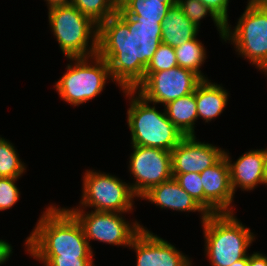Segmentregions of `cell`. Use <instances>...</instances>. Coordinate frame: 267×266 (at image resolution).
<instances>
[{
  "label": "cell",
  "instance_id": "1",
  "mask_svg": "<svg viewBox=\"0 0 267 266\" xmlns=\"http://www.w3.org/2000/svg\"><path fill=\"white\" fill-rule=\"evenodd\" d=\"M162 22L136 21L119 7L98 25L97 54L109 65L112 81L121 90L135 89L162 43Z\"/></svg>",
  "mask_w": 267,
  "mask_h": 266
},
{
  "label": "cell",
  "instance_id": "2",
  "mask_svg": "<svg viewBox=\"0 0 267 266\" xmlns=\"http://www.w3.org/2000/svg\"><path fill=\"white\" fill-rule=\"evenodd\" d=\"M33 258L93 259L83 228L67 209L50 205L25 241Z\"/></svg>",
  "mask_w": 267,
  "mask_h": 266
},
{
  "label": "cell",
  "instance_id": "3",
  "mask_svg": "<svg viewBox=\"0 0 267 266\" xmlns=\"http://www.w3.org/2000/svg\"><path fill=\"white\" fill-rule=\"evenodd\" d=\"M122 91L130 100L127 123L132 136L131 144L171 152L185 136L167 118L165 109L163 113L157 111L155 103L150 106V102L134 89Z\"/></svg>",
  "mask_w": 267,
  "mask_h": 266
},
{
  "label": "cell",
  "instance_id": "4",
  "mask_svg": "<svg viewBox=\"0 0 267 266\" xmlns=\"http://www.w3.org/2000/svg\"><path fill=\"white\" fill-rule=\"evenodd\" d=\"M202 227L206 257L212 266H231L248 256L247 249L255 240L233 212L208 214Z\"/></svg>",
  "mask_w": 267,
  "mask_h": 266
},
{
  "label": "cell",
  "instance_id": "5",
  "mask_svg": "<svg viewBox=\"0 0 267 266\" xmlns=\"http://www.w3.org/2000/svg\"><path fill=\"white\" fill-rule=\"evenodd\" d=\"M48 10L49 25L67 58L90 57L97 54L96 23L72 4L55 6Z\"/></svg>",
  "mask_w": 267,
  "mask_h": 266
},
{
  "label": "cell",
  "instance_id": "6",
  "mask_svg": "<svg viewBox=\"0 0 267 266\" xmlns=\"http://www.w3.org/2000/svg\"><path fill=\"white\" fill-rule=\"evenodd\" d=\"M68 59L75 62L67 65V72L55 83V89L70 105L79 106L97 97L108 78L112 80L108 63L98 54Z\"/></svg>",
  "mask_w": 267,
  "mask_h": 266
},
{
  "label": "cell",
  "instance_id": "7",
  "mask_svg": "<svg viewBox=\"0 0 267 266\" xmlns=\"http://www.w3.org/2000/svg\"><path fill=\"white\" fill-rule=\"evenodd\" d=\"M233 30L228 23L224 41L231 40L236 52L262 71L267 65V7L258 0H248Z\"/></svg>",
  "mask_w": 267,
  "mask_h": 266
},
{
  "label": "cell",
  "instance_id": "8",
  "mask_svg": "<svg viewBox=\"0 0 267 266\" xmlns=\"http://www.w3.org/2000/svg\"><path fill=\"white\" fill-rule=\"evenodd\" d=\"M83 179V194L79 208L95 207V211L117 213H129L133 209V200L137 196L129 183L114 175L94 170H87Z\"/></svg>",
  "mask_w": 267,
  "mask_h": 266
},
{
  "label": "cell",
  "instance_id": "9",
  "mask_svg": "<svg viewBox=\"0 0 267 266\" xmlns=\"http://www.w3.org/2000/svg\"><path fill=\"white\" fill-rule=\"evenodd\" d=\"M68 210L81 224L85 238L89 246L90 240H98L103 243L130 246L132 239L143 228L139 222L132 224L125 221L123 213L91 211L85 213L82 208H71Z\"/></svg>",
  "mask_w": 267,
  "mask_h": 266
},
{
  "label": "cell",
  "instance_id": "10",
  "mask_svg": "<svg viewBox=\"0 0 267 266\" xmlns=\"http://www.w3.org/2000/svg\"><path fill=\"white\" fill-rule=\"evenodd\" d=\"M201 81L191 70L175 66L165 71L145 73L134 90L150 103L166 105L193 93Z\"/></svg>",
  "mask_w": 267,
  "mask_h": 266
},
{
  "label": "cell",
  "instance_id": "11",
  "mask_svg": "<svg viewBox=\"0 0 267 266\" xmlns=\"http://www.w3.org/2000/svg\"><path fill=\"white\" fill-rule=\"evenodd\" d=\"M129 171L134 183L130 184L133 193L142 197L153 186L173 178L171 152L152 147L132 145Z\"/></svg>",
  "mask_w": 267,
  "mask_h": 266
},
{
  "label": "cell",
  "instance_id": "12",
  "mask_svg": "<svg viewBox=\"0 0 267 266\" xmlns=\"http://www.w3.org/2000/svg\"><path fill=\"white\" fill-rule=\"evenodd\" d=\"M130 247L136 252V266H192V261L174 245L145 227L132 239Z\"/></svg>",
  "mask_w": 267,
  "mask_h": 266
},
{
  "label": "cell",
  "instance_id": "13",
  "mask_svg": "<svg viewBox=\"0 0 267 266\" xmlns=\"http://www.w3.org/2000/svg\"><path fill=\"white\" fill-rule=\"evenodd\" d=\"M196 139L185 136L171 151L172 174L201 173L223 156L221 148Z\"/></svg>",
  "mask_w": 267,
  "mask_h": 266
},
{
  "label": "cell",
  "instance_id": "14",
  "mask_svg": "<svg viewBox=\"0 0 267 266\" xmlns=\"http://www.w3.org/2000/svg\"><path fill=\"white\" fill-rule=\"evenodd\" d=\"M204 189V209L208 214L233 212L234 193L229 166L223 155L213 166L200 173Z\"/></svg>",
  "mask_w": 267,
  "mask_h": 266
},
{
  "label": "cell",
  "instance_id": "15",
  "mask_svg": "<svg viewBox=\"0 0 267 266\" xmlns=\"http://www.w3.org/2000/svg\"><path fill=\"white\" fill-rule=\"evenodd\" d=\"M229 166L230 184L235 194L237 187L243 191L253 190L258 184L267 185L262 149L250 150L232 163L229 153L223 154Z\"/></svg>",
  "mask_w": 267,
  "mask_h": 266
},
{
  "label": "cell",
  "instance_id": "16",
  "mask_svg": "<svg viewBox=\"0 0 267 266\" xmlns=\"http://www.w3.org/2000/svg\"><path fill=\"white\" fill-rule=\"evenodd\" d=\"M140 199H146L162 209L169 208L178 212L198 211L202 215L201 222L208 216L206 210L179 185L175 178L153 186Z\"/></svg>",
  "mask_w": 267,
  "mask_h": 266
},
{
  "label": "cell",
  "instance_id": "17",
  "mask_svg": "<svg viewBox=\"0 0 267 266\" xmlns=\"http://www.w3.org/2000/svg\"><path fill=\"white\" fill-rule=\"evenodd\" d=\"M198 31V28L186 18L176 4L168 10L163 19L161 41L175 48L196 38Z\"/></svg>",
  "mask_w": 267,
  "mask_h": 266
},
{
  "label": "cell",
  "instance_id": "18",
  "mask_svg": "<svg viewBox=\"0 0 267 266\" xmlns=\"http://www.w3.org/2000/svg\"><path fill=\"white\" fill-rule=\"evenodd\" d=\"M228 92L216 83L202 80L195 88L197 115L205 122L221 115L228 101Z\"/></svg>",
  "mask_w": 267,
  "mask_h": 266
},
{
  "label": "cell",
  "instance_id": "19",
  "mask_svg": "<svg viewBox=\"0 0 267 266\" xmlns=\"http://www.w3.org/2000/svg\"><path fill=\"white\" fill-rule=\"evenodd\" d=\"M167 118L184 136H195L194 125L198 120L195 91L164 105Z\"/></svg>",
  "mask_w": 267,
  "mask_h": 266
},
{
  "label": "cell",
  "instance_id": "20",
  "mask_svg": "<svg viewBox=\"0 0 267 266\" xmlns=\"http://www.w3.org/2000/svg\"><path fill=\"white\" fill-rule=\"evenodd\" d=\"M177 0H122L118 7L136 21L163 22Z\"/></svg>",
  "mask_w": 267,
  "mask_h": 266
},
{
  "label": "cell",
  "instance_id": "21",
  "mask_svg": "<svg viewBox=\"0 0 267 266\" xmlns=\"http://www.w3.org/2000/svg\"><path fill=\"white\" fill-rule=\"evenodd\" d=\"M206 48L203 46L202 42L197 40V37L183 43L182 45L175 47V54L178 66L191 70L196 73L202 80L208 79L205 78V75L201 72V65L206 60Z\"/></svg>",
  "mask_w": 267,
  "mask_h": 266
},
{
  "label": "cell",
  "instance_id": "22",
  "mask_svg": "<svg viewBox=\"0 0 267 266\" xmlns=\"http://www.w3.org/2000/svg\"><path fill=\"white\" fill-rule=\"evenodd\" d=\"M70 4L97 25L117 14L118 11L115 0H71Z\"/></svg>",
  "mask_w": 267,
  "mask_h": 266
},
{
  "label": "cell",
  "instance_id": "23",
  "mask_svg": "<svg viewBox=\"0 0 267 266\" xmlns=\"http://www.w3.org/2000/svg\"><path fill=\"white\" fill-rule=\"evenodd\" d=\"M13 144L0 137V177H21L26 167Z\"/></svg>",
  "mask_w": 267,
  "mask_h": 266
},
{
  "label": "cell",
  "instance_id": "24",
  "mask_svg": "<svg viewBox=\"0 0 267 266\" xmlns=\"http://www.w3.org/2000/svg\"><path fill=\"white\" fill-rule=\"evenodd\" d=\"M177 5L181 8L186 18L189 19L198 29L200 28V20L210 14L212 20L217 26L220 37L223 40L225 39L226 26L200 0H177Z\"/></svg>",
  "mask_w": 267,
  "mask_h": 266
},
{
  "label": "cell",
  "instance_id": "25",
  "mask_svg": "<svg viewBox=\"0 0 267 266\" xmlns=\"http://www.w3.org/2000/svg\"><path fill=\"white\" fill-rule=\"evenodd\" d=\"M175 66H178V63L174 48L161 43L146 66L145 73L165 71Z\"/></svg>",
  "mask_w": 267,
  "mask_h": 266
},
{
  "label": "cell",
  "instance_id": "26",
  "mask_svg": "<svg viewBox=\"0 0 267 266\" xmlns=\"http://www.w3.org/2000/svg\"><path fill=\"white\" fill-rule=\"evenodd\" d=\"M179 185L204 208V189L200 173L172 174Z\"/></svg>",
  "mask_w": 267,
  "mask_h": 266
},
{
  "label": "cell",
  "instance_id": "27",
  "mask_svg": "<svg viewBox=\"0 0 267 266\" xmlns=\"http://www.w3.org/2000/svg\"><path fill=\"white\" fill-rule=\"evenodd\" d=\"M19 177H0V211L11 208L19 200L20 192L15 184Z\"/></svg>",
  "mask_w": 267,
  "mask_h": 266
},
{
  "label": "cell",
  "instance_id": "28",
  "mask_svg": "<svg viewBox=\"0 0 267 266\" xmlns=\"http://www.w3.org/2000/svg\"><path fill=\"white\" fill-rule=\"evenodd\" d=\"M45 266H95L93 259L76 258H34Z\"/></svg>",
  "mask_w": 267,
  "mask_h": 266
},
{
  "label": "cell",
  "instance_id": "29",
  "mask_svg": "<svg viewBox=\"0 0 267 266\" xmlns=\"http://www.w3.org/2000/svg\"><path fill=\"white\" fill-rule=\"evenodd\" d=\"M226 26L228 24L229 0H200Z\"/></svg>",
  "mask_w": 267,
  "mask_h": 266
},
{
  "label": "cell",
  "instance_id": "30",
  "mask_svg": "<svg viewBox=\"0 0 267 266\" xmlns=\"http://www.w3.org/2000/svg\"><path fill=\"white\" fill-rule=\"evenodd\" d=\"M12 246L6 240L0 239V265L7 262L12 254Z\"/></svg>",
  "mask_w": 267,
  "mask_h": 266
},
{
  "label": "cell",
  "instance_id": "31",
  "mask_svg": "<svg viewBox=\"0 0 267 266\" xmlns=\"http://www.w3.org/2000/svg\"><path fill=\"white\" fill-rule=\"evenodd\" d=\"M249 266H267V256L260 252L249 255Z\"/></svg>",
  "mask_w": 267,
  "mask_h": 266
},
{
  "label": "cell",
  "instance_id": "32",
  "mask_svg": "<svg viewBox=\"0 0 267 266\" xmlns=\"http://www.w3.org/2000/svg\"><path fill=\"white\" fill-rule=\"evenodd\" d=\"M48 3V9L55 6L68 5L71 3V0H45Z\"/></svg>",
  "mask_w": 267,
  "mask_h": 266
},
{
  "label": "cell",
  "instance_id": "33",
  "mask_svg": "<svg viewBox=\"0 0 267 266\" xmlns=\"http://www.w3.org/2000/svg\"><path fill=\"white\" fill-rule=\"evenodd\" d=\"M231 266H249V254L243 259L234 262Z\"/></svg>",
  "mask_w": 267,
  "mask_h": 266
},
{
  "label": "cell",
  "instance_id": "34",
  "mask_svg": "<svg viewBox=\"0 0 267 266\" xmlns=\"http://www.w3.org/2000/svg\"><path fill=\"white\" fill-rule=\"evenodd\" d=\"M263 155H264V163H265V178L267 182V148L262 149Z\"/></svg>",
  "mask_w": 267,
  "mask_h": 266
},
{
  "label": "cell",
  "instance_id": "35",
  "mask_svg": "<svg viewBox=\"0 0 267 266\" xmlns=\"http://www.w3.org/2000/svg\"><path fill=\"white\" fill-rule=\"evenodd\" d=\"M262 5L267 7V0H258Z\"/></svg>",
  "mask_w": 267,
  "mask_h": 266
},
{
  "label": "cell",
  "instance_id": "36",
  "mask_svg": "<svg viewBox=\"0 0 267 266\" xmlns=\"http://www.w3.org/2000/svg\"><path fill=\"white\" fill-rule=\"evenodd\" d=\"M262 72H265V74L267 73V65H266V67L263 69ZM266 75H267V74H266Z\"/></svg>",
  "mask_w": 267,
  "mask_h": 266
},
{
  "label": "cell",
  "instance_id": "37",
  "mask_svg": "<svg viewBox=\"0 0 267 266\" xmlns=\"http://www.w3.org/2000/svg\"><path fill=\"white\" fill-rule=\"evenodd\" d=\"M121 1H122V0H115V2H116L117 4H119Z\"/></svg>",
  "mask_w": 267,
  "mask_h": 266
}]
</instances>
